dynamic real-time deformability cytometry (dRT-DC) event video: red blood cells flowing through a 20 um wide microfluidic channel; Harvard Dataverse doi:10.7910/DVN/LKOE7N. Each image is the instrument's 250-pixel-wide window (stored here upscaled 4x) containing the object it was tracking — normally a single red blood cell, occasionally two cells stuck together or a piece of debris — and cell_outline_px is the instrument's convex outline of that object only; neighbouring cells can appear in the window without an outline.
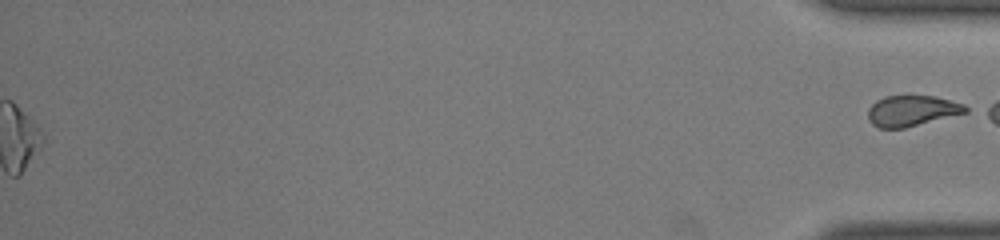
{"species": "common noctule bat (a hibernating species)", "species_latin": "Nyctalus noctula", "temperature_condition": "room temperature", "stored_images_in_passage": 39, "segment_of_instrument_passage": [2, 2], "camera_frame_rate_fps": 3000, "um_per_image_px": 0.085, "animal": {"sex": "male", "body_mass_g": 19.0, "forearm_length_mm": 50.8}, "frame": {"image": 1, "passage_image": 39, "time_ms": 12.667, "image_size_px": [1000, 240], "cell_outline_px": [[972, 108], [968, 112], [904, 128], [880, 128], [872, 124], [868, 120], [868, 108], [876, 100], [884, 96], [936, 96], [964, 104]], "centroid_in_image_um": [77.53, 9.41], "position_along_channel_um": 357.7, "area_um2": 17.57}}